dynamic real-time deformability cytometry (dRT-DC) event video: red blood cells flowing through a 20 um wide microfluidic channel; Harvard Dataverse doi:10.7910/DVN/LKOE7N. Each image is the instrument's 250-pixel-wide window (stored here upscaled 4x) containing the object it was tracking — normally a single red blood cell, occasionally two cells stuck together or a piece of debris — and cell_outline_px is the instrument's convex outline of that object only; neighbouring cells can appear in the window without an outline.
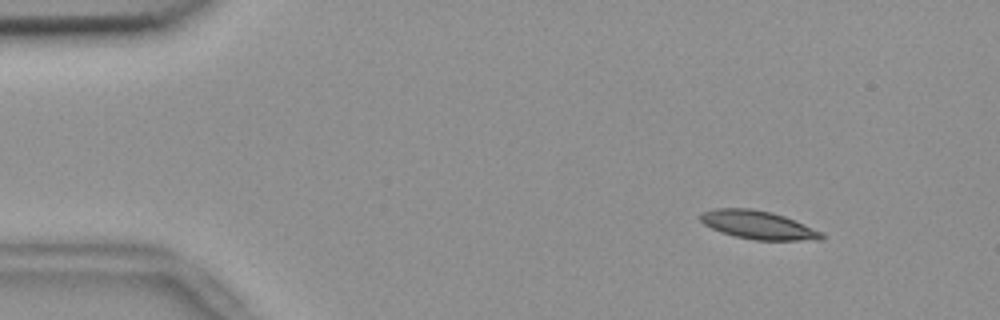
{"species": "common noctule bat (a hibernating species)", "species_latin": "Nyctalus noctula", "temperature_condition": "room temperature", "stored_images_in_passage": 54, "camera_frame_rate_fps": 3000, "um_per_image_px": 0.085, "animal": {"sex": "female", "body_mass_g": 18.4}, "frame": {"image": 1, "passage_image": 5, "time_ms": 1.333, "image_size_px": [1000, 320], "cell_outline_px": [[824, 240], [756, 240], [736, 236], [720, 232], [704, 224], [700, 220], [700, 212], [716, 208], [752, 208], [772, 212], [784, 216], [824, 232]], "centroid_in_image_um": [64.46, 19.12], "position_along_channel_um": 20.5, "area_um2": 20.11}}
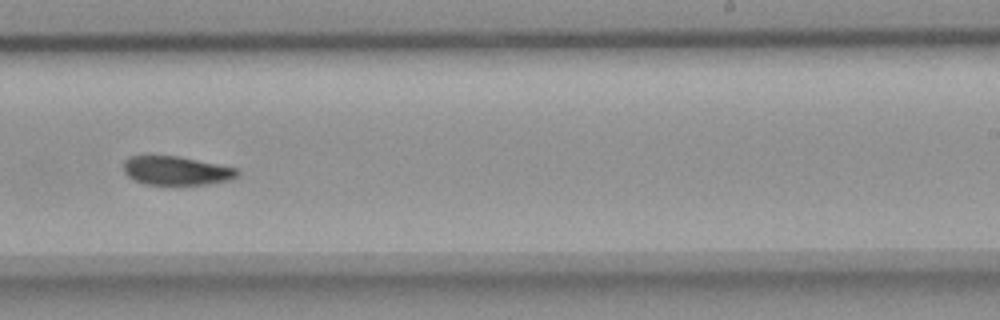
{"frame": {"image": 2, "passage_image": 33, "time_ms": 10.667, "image_size_px": [1000, 320], "cell_outline_px": [[240, 172], [236, 176], [228, 180], [208, 184], [144, 184], [128, 176], [124, 172], [124, 160], [128, 156], [180, 156], [236, 168]], "centroid_in_image_um": [14.97, 14.49], "position_along_channel_um": 274.0, "area_um2": 18.9}}
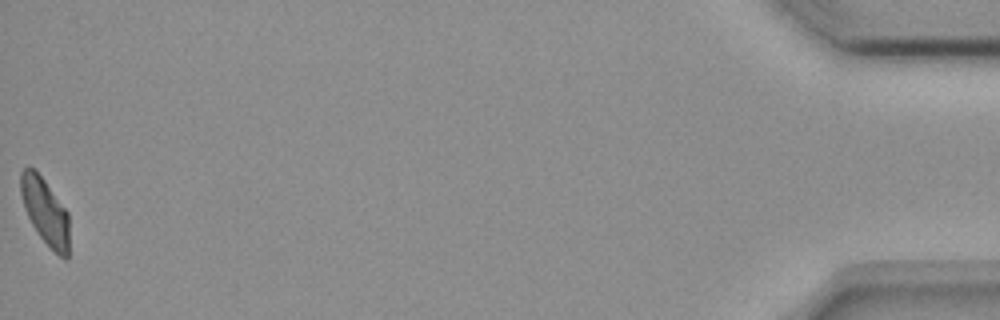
{"frame": {"image": 3, "passage_image": 54, "time_ms": 17.667, "image_size_px": [1000, 320], "cell_outline_px": [[68, 260], [64, 260], [40, 236], [32, 224], [28, 216], [20, 192], [20, 172], [28, 164], [36, 168], [68, 212]], "centroid_in_image_um": [3.83, 17.89], "position_along_channel_um": 431.4, "area_um2": 18.73}, "authors_computed_cell_mechanics": {"area_um2": 20.0277, "velocity_mm_per_s": 3.6496, "shape_relaxation_time_tau1_ms": null, "shape_relaxation_time_tau2_ms": 3.4398, "deformation_change_tau1": null, "deformation_change_tau2": 0.0872}}